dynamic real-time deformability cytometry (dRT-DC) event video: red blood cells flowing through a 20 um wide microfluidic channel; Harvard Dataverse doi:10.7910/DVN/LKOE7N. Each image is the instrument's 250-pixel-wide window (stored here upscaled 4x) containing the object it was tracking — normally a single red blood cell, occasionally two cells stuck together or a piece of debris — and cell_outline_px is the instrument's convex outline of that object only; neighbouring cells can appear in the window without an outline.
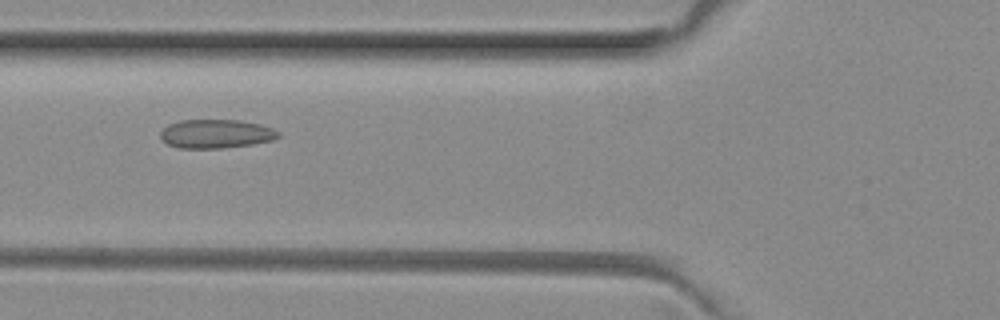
{"species": "common noctule bat (a hibernating species)", "species_latin": "Nyctalus noctula", "temperature_condition": "room temperature", "stored_images_in_passage": 3, "camera_frame_rate_fps": 3000, "um_per_image_px": 0.085, "animal": {"sex": "female", "body_mass_g": 29.2, "forearm_length_mm": 56.3}, "frame": {"image": 1, "passage_image": 2, "time_ms": 0.333, "image_size_px": [1000, 320], "cell_outline_px": [[280, 136], [272, 140], [252, 144], [220, 148], [176, 148], [168, 144], [160, 136], [160, 132], [168, 124], [180, 120], [236, 120], [260, 124], [272, 128], [280, 132]], "centroid_in_image_um": [18.35, 11.37], "position_along_channel_um": 107.5, "area_um2": 19.71}}
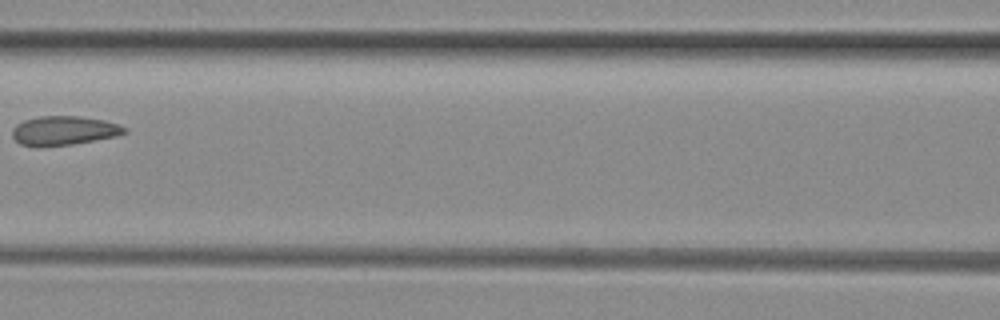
{"frame": {"image": 2, "passage_image": 3, "time_ms": 0.667, "image_size_px": [1000, 320], "cell_outline_px": [[128, 132], [116, 136], [72, 144], [20, 144], [12, 136], [12, 128], [16, 124], [24, 120], [40, 116], [80, 116], [104, 120], [128, 128]], "centroid_in_image_um": [5.47, 11.06], "position_along_channel_um": 161.1, "area_um2": 18.5}}